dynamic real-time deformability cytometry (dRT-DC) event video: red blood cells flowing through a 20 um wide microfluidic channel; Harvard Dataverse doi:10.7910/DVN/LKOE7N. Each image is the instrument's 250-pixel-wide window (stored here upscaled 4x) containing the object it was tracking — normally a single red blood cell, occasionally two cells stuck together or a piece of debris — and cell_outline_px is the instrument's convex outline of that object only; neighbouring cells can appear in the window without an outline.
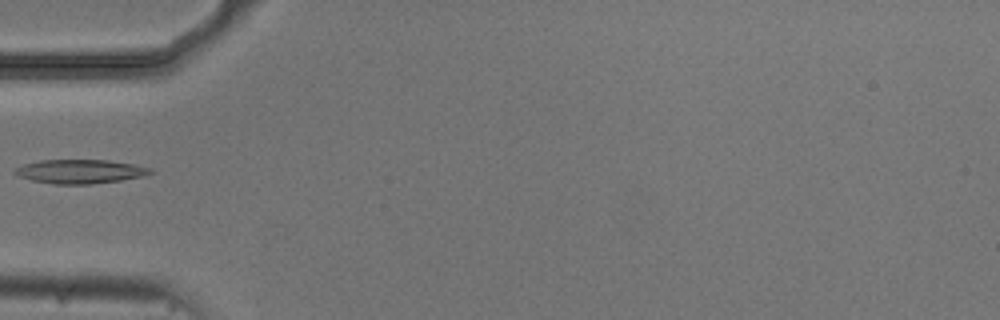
{"species": "common noctule bat (a hibernating species)", "species_latin": "Nyctalus noctula", "temperature_condition": "cold", "stored_images_in_passage": 37, "camera_frame_rate_fps": 3000, "um_per_image_px": 0.085, "animal": {"sex": "male", "body_mass_g": 20.5, "forearm_length_mm": 52.5}, "frame": {"image": 1, "passage_image": 1, "time_ms": 0.0, "image_size_px": [1000, 320], "cell_outline_px": [[156, 172], [140, 176], [120, 180], [92, 184], [52, 184], [32, 180], [20, 176], [12, 172], [12, 168], [24, 164], [40, 160], [108, 160], [132, 164], [152, 168]], "centroid_in_image_um": [6.77, 14.57], "position_along_channel_um": 78.2, "area_um2": 18.9}}
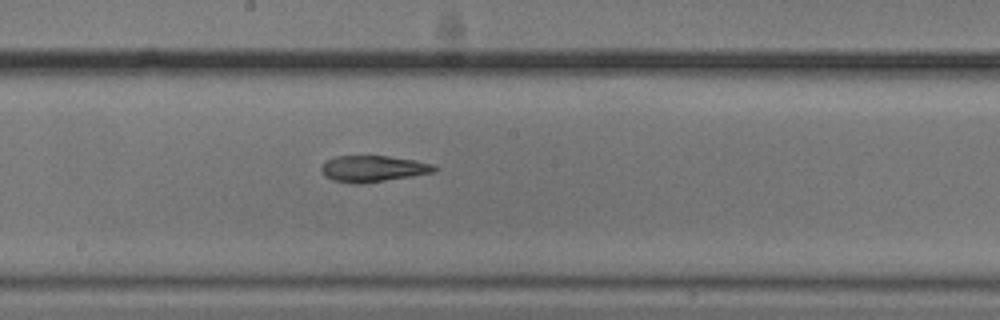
{"frame": {"image": 2, "passage_image": 12, "time_ms": 3.667, "image_size_px": [1000, 320], "cell_outline_px": [[440, 168], [432, 172], [412, 176], [360, 184], [356, 184], [332, 180], [324, 176], [320, 168], [324, 160], [336, 156], [388, 156], [416, 160], [436, 164]], "centroid_in_image_um": [31.7, 14.33], "position_along_channel_um": 216.5, "area_um2": 17.51}}
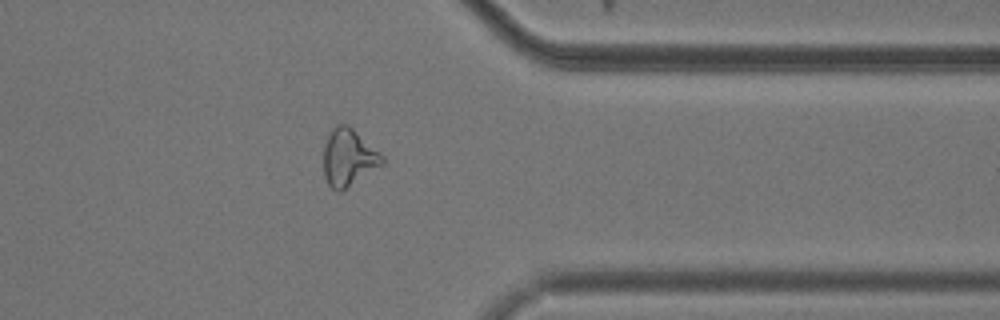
{"frame": {"image": 3, "passage_image": 26, "time_ms": 8.333, "image_size_px": [1000, 320], "cell_outline_px": [[384, 164], [340, 192], [336, 192], [328, 184], [324, 176], [324, 144], [332, 128], [336, 124], [348, 124], [380, 152], [384, 156]], "centroid_in_image_um": [29.63, 13.39], "position_along_channel_um": 381.8, "area_um2": 19.59}}